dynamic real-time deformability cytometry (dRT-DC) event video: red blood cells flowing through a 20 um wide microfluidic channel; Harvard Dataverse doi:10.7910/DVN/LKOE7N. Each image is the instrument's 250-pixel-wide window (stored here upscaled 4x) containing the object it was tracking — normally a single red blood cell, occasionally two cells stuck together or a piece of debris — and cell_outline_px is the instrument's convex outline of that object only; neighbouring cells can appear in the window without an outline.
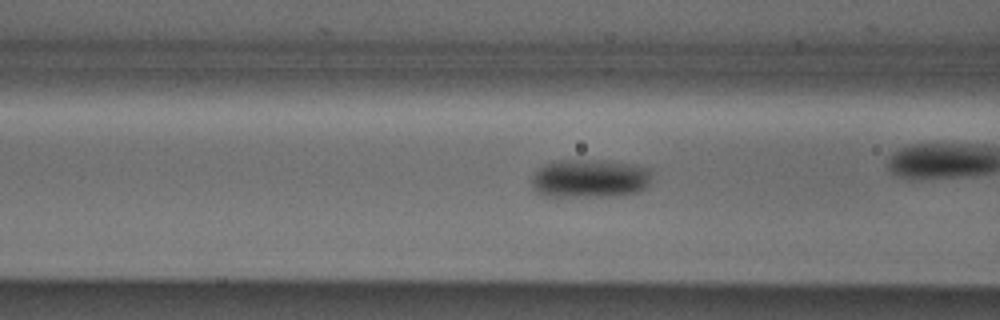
{"species": "Egyptian fruit bat (a non-hibernating species)", "species_latin": "Rousettus aegyptiacus", "temperature_condition": "cold", "stored_images_in_passage": 47, "camera_frame_rate_fps": 3000, "um_per_image_px": 0.085, "animal": {"sex": "male"}, "frame": {"image": 1, "passage_image": 14, "time_ms": 4.333, "image_size_px": [1000, 320], "cell_outline_px": [[652, 176], [648, 184], [644, 188], [636, 192], [612, 196], [548, 196], [536, 192], [532, 188], [532, 176], [544, 164], [556, 160], [608, 160], [632, 164], [652, 168]], "centroid_in_image_um": [50.16, 15.15], "position_along_channel_um": 116.4, "area_um2": 27.17}, "authors_computed_cell_mechanics": {"area_um2": 24.6806, "velocity_mm_per_s": 3.8565, "shape_relaxation_time_tau1_ms": 2.261, "shape_relaxation_time_tau2_ms": null, "deformation_change_tau1": 0.0777, "deformation_change_tau2": null}}